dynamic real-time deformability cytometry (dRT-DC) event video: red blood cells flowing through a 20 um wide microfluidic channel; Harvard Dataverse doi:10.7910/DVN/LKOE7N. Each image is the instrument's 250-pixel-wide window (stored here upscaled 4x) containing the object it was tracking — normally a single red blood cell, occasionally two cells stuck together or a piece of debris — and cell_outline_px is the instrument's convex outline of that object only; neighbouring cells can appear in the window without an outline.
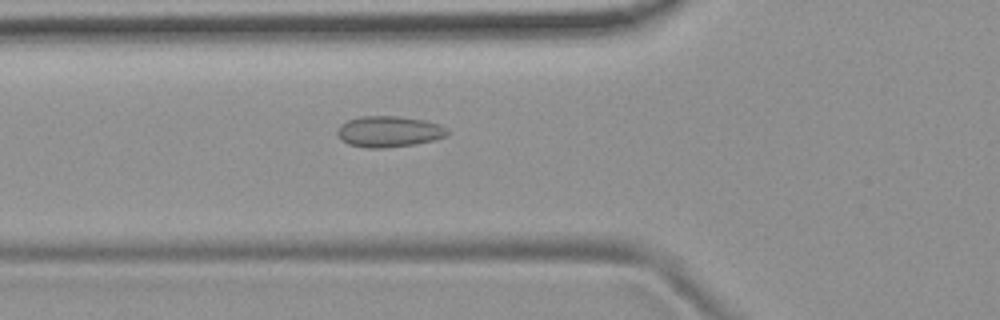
{"species": "common noctule bat (a hibernating species)", "species_latin": "Nyctalus noctula", "temperature_condition": "room temperature", "stored_images_in_passage": 53, "camera_frame_rate_fps": 3000, "um_per_image_px": 0.085, "animal": {"sex": "female", "body_mass_g": 19.9}, "frame": {"image": 1, "passage_image": 19, "time_ms": 6.0, "image_size_px": [1000, 320], "cell_outline_px": [[448, 136], [432, 140], [412, 144], [384, 148], [368, 148], [348, 144], [340, 140], [336, 132], [340, 124], [348, 120], [360, 116], [400, 116], [424, 120], [440, 124], [448, 128]], "centroid_in_image_um": [33.04, 11.17], "position_along_channel_um": 92.8, "area_um2": 20.0}}
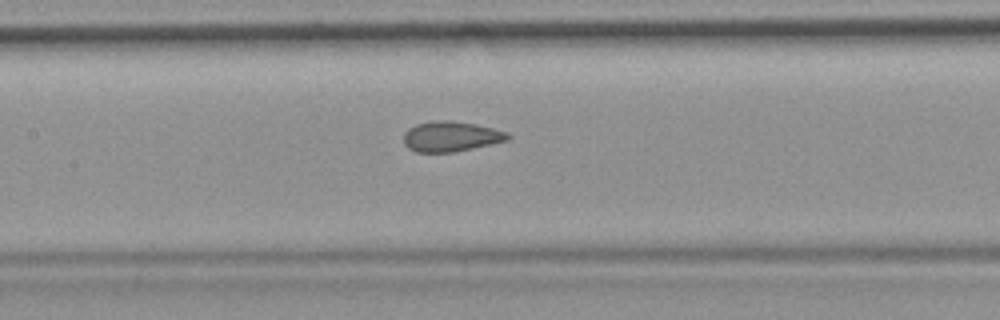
{"frame": {"image": 2, "passage_image": 25, "time_ms": 8.0, "image_size_px": [1000, 320], "cell_outline_px": [[512, 136], [508, 140], [472, 148], [452, 152], [416, 152], [408, 148], [404, 144], [404, 132], [408, 128], [416, 124], [432, 120], [448, 120], [476, 124], [508, 132]], "centroid_in_image_um": [38.31, 11.59], "position_along_channel_um": 169.1, "area_um2": 18.38}}
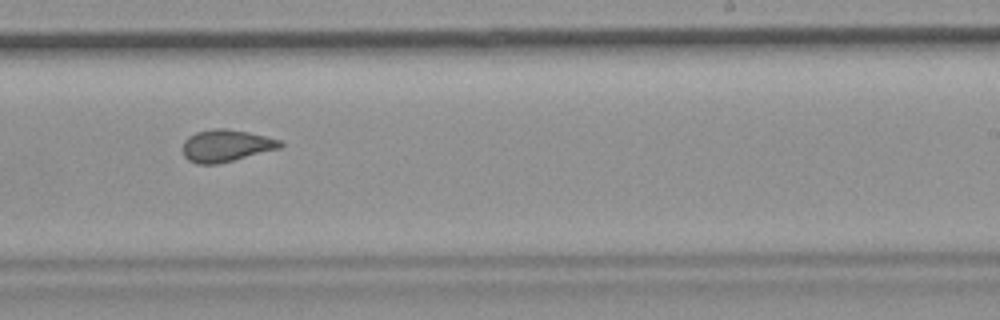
{"frame": {"image": 3, "passage_image": 33, "time_ms": 10.667, "image_size_px": [1000, 320], "cell_outline_px": [[284, 144], [280, 148], [216, 164], [196, 164], [188, 160], [184, 156], [180, 148], [184, 140], [188, 136], [196, 132], [212, 128], [228, 128], [248, 132], [280, 140]], "centroid_in_image_um": [19.15, 12.37], "position_along_channel_um": 269.9, "area_um2": 18.32}, "authors_computed_cell_mechanics": {"area_um2": 18.7272, "velocity_mm_per_s": 3.799, "shape_relaxation_time_tau1_ms": null, "shape_relaxation_time_tau2_ms": 1.0829, "deformation_change_tau1": null, "deformation_change_tau2": 0.0506}}